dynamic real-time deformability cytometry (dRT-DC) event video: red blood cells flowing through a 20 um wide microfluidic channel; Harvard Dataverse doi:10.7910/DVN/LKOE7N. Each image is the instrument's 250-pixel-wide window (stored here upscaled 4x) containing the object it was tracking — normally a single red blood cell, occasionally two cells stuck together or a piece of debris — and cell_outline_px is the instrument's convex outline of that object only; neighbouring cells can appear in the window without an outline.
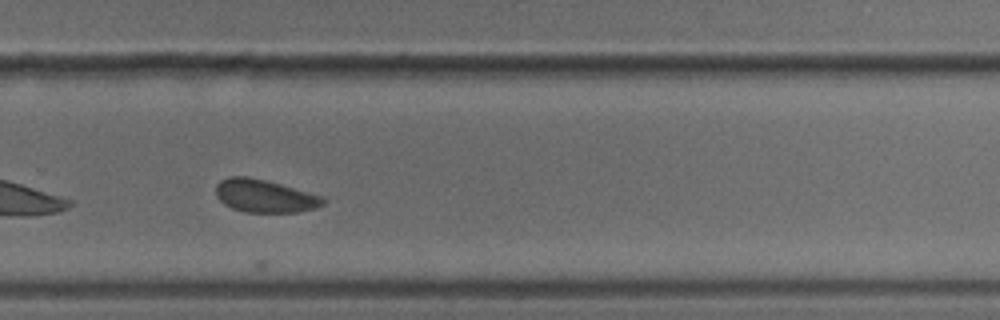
{"species": "common noctule bat (a hibernating species)", "species_latin": "Nyctalus noctula", "temperature_condition": "cold", "stored_images_in_passage": 25, "camera_frame_rate_fps": 3000, "um_per_image_px": 0.085, "animal": {"sex": "male", "body_mass_g": 18.8}, "frame": {"image": 1, "passage_image": 21, "time_ms": 6.667, "image_size_px": [1000, 320], "cell_outline_px": [[328, 200], [324, 204], [316, 208], [300, 212], [244, 212], [232, 208], [224, 204], [216, 196], [216, 184], [220, 180], [228, 176], [248, 176], [280, 184], [324, 196]], "centroid_in_image_um": [22.52, 16.66], "position_along_channel_um": 307.3, "area_um2": 20.75}}